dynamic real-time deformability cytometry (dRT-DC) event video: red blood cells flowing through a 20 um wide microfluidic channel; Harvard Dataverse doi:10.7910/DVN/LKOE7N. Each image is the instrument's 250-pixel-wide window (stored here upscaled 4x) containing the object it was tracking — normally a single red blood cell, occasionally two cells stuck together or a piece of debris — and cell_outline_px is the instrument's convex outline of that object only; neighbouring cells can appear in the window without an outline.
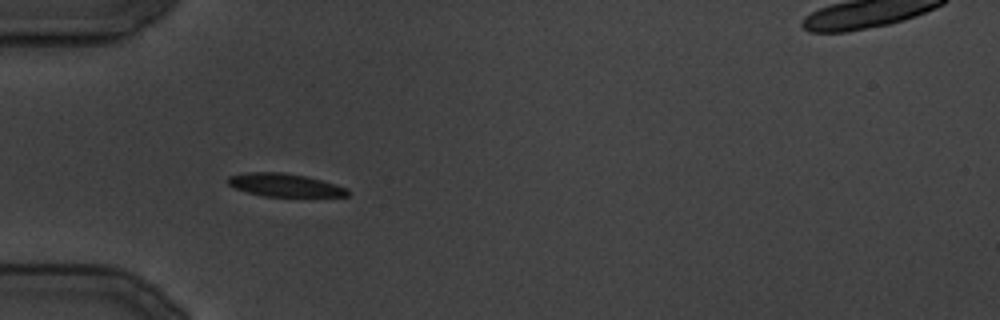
{"species": "common noctule bat (a hibernating species)", "species_latin": "Nyctalus noctula", "temperature_condition": "cold", "stored_images_in_passage": 30, "camera_frame_rate_fps": 3000, "um_per_image_px": 0.085, "animal": {"sex": "male", "body_mass_g": 19.5, "forearm_length_mm": 54.6}, "frame": {"image": 1, "passage_image": 7, "time_ms": 8.0, "image_size_px": [1000, 320], "cell_outline_px": [[348, 196], [264, 196], [248, 192], [236, 188], [228, 184], [228, 176], [248, 172], [284, 172], [304, 176], [336, 184], [348, 188]], "centroid_in_image_um": [24.2, 15.72], "position_along_channel_um": 60.8, "area_um2": 15.84}}
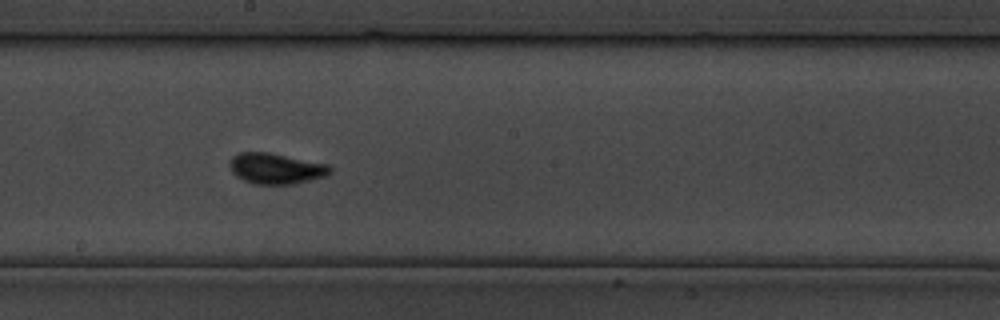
{"frame": {"image": 2, "passage_image": 16, "time_ms": 18.667, "image_size_px": [1000, 320], "cell_outline_px": [[332, 172], [324, 176], [292, 184], [256, 184], [244, 180], [236, 176], [232, 172], [228, 164], [228, 160], [236, 152], [268, 152], [328, 164], [332, 168]], "centroid_in_image_um": [23.4, 14.31], "position_along_channel_um": 224.8, "area_um2": 18.03}}
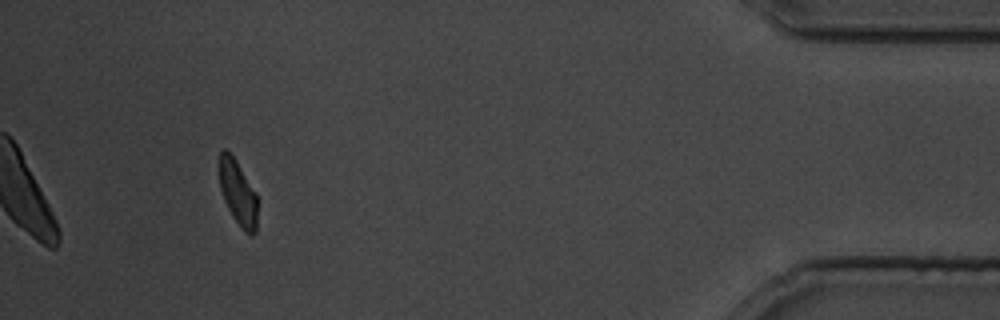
{"frame": {"image": 3, "passage_image": 28, "time_ms": 34.333, "image_size_px": [1000, 320], "cell_outline_px": [[256, 232], [252, 236], [244, 232], [240, 228], [232, 216], [224, 200], [220, 188], [216, 164], [220, 152], [224, 148], [236, 160], [256, 192]], "centroid_in_image_um": [20.17, 16.36], "position_along_channel_um": 415.0, "area_um2": 14.8}}